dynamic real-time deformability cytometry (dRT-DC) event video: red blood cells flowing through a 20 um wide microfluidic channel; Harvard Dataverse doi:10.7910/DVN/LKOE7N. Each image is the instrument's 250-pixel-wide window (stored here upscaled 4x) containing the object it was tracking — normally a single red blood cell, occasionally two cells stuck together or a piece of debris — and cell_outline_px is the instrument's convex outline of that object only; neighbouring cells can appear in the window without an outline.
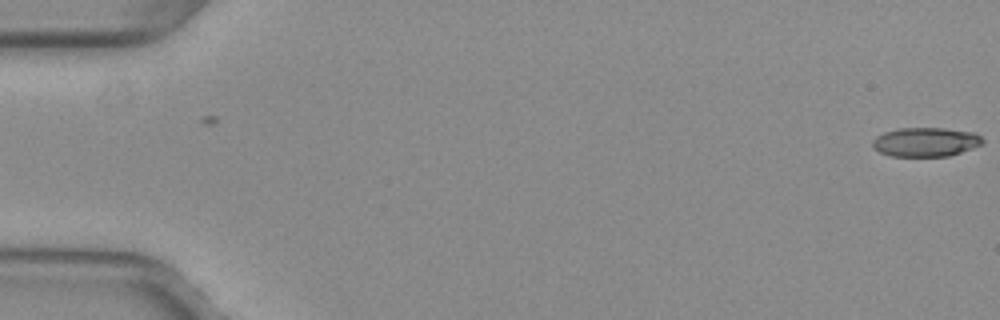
{"species": "common noctule bat (a hibernating species)", "species_latin": "Nyctalus noctula", "temperature_condition": "warm", "stored_images_in_passage": 5, "camera_frame_rate_fps": 3000, "um_per_image_px": 0.085, "animal": {"sex": "female", "body_mass_g": 29.2, "forearm_length_mm": 56.3}, "frame": {"image": 1, "passage_image": 5, "time_ms": 1.333, "image_size_px": [1000, 320], "cell_outline_px": [[984, 144], [948, 156], [888, 156], [872, 148], [872, 140], [876, 136], [884, 132], [900, 128], [944, 128], [976, 132], [984, 140]], "centroid_in_image_um": [78.67, 12.06], "position_along_channel_um": 6.3, "area_um2": 18.84}}